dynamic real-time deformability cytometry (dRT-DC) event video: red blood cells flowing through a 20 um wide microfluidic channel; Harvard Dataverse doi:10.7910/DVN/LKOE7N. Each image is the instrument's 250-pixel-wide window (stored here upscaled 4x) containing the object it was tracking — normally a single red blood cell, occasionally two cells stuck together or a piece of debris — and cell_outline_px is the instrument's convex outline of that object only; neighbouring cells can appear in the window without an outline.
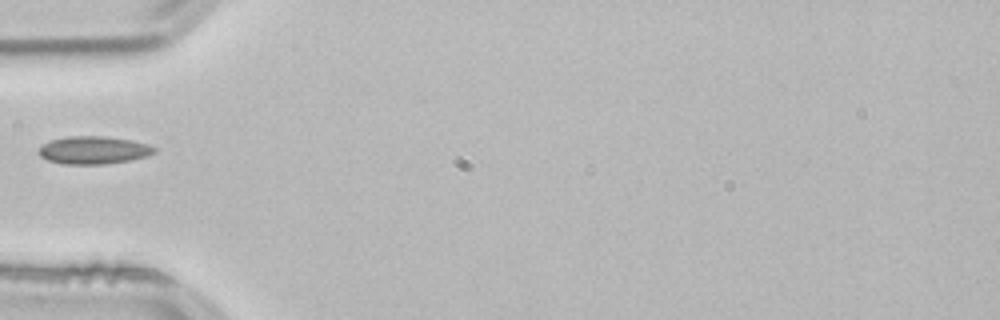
{"species": "common noctule bat (a hibernating species)", "species_latin": "Nyctalus noctula", "temperature_condition": "room temperature", "stored_images_in_passage": 36, "camera_frame_rate_fps": 3000, "um_per_image_px": 0.085, "animal": {"sex": "male", "body_mass_g": 21.5, "forearm_length_mm": 52.0}, "frame": {"image": 1, "passage_image": 1, "time_ms": 0.0, "image_size_px": [1000, 320], "cell_outline_px": [[156, 152], [148, 156], [132, 160], [104, 164], [64, 164], [48, 160], [40, 156], [36, 152], [44, 144], [52, 140], [68, 136], [104, 136], [132, 140], [148, 144], [156, 148]], "centroid_in_image_um": [7.98, 12.76], "position_along_channel_um": 77.0, "area_um2": 18.79}}